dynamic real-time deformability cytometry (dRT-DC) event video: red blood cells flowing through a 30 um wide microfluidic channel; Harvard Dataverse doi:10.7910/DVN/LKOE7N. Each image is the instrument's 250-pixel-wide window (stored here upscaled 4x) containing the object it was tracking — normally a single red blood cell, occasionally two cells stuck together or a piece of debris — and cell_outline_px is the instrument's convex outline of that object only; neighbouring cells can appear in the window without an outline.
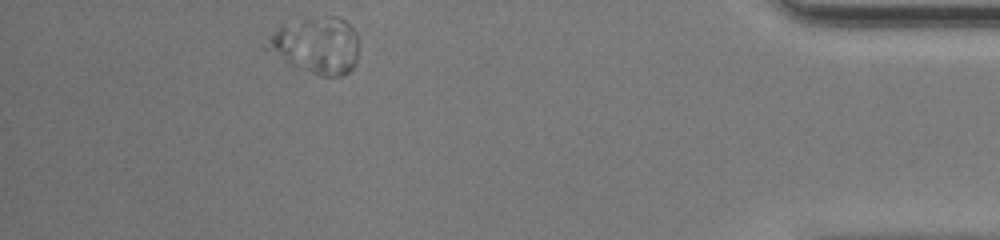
{"species": "common noctule bat (a hibernating species)", "species_latin": "Nyctalus noctula", "temperature_condition": "warm", "stored_images_in_passage": 39, "segment_of_instrument_passage": [2, 2], "camera_frame_rate_fps": 3000, "um_per_image_px": 0.085, "animal": {"sex": "female", "body_mass_g": 20.0, "forearm_length_mm": 54.0}, "frame": {"image": 1, "passage_image": 34, "time_ms": 11.0, "image_size_px": [1000, 240], "cell_outline_px": [[356, 64], [344, 76], [320, 76], [260, 48], [276, 28], [304, 20], [324, 16], [336, 16], [344, 20], [356, 32]], "centroid_in_image_um": [26.88, 3.86], "position_along_channel_um": 408.3, "area_um2": 29.59}}